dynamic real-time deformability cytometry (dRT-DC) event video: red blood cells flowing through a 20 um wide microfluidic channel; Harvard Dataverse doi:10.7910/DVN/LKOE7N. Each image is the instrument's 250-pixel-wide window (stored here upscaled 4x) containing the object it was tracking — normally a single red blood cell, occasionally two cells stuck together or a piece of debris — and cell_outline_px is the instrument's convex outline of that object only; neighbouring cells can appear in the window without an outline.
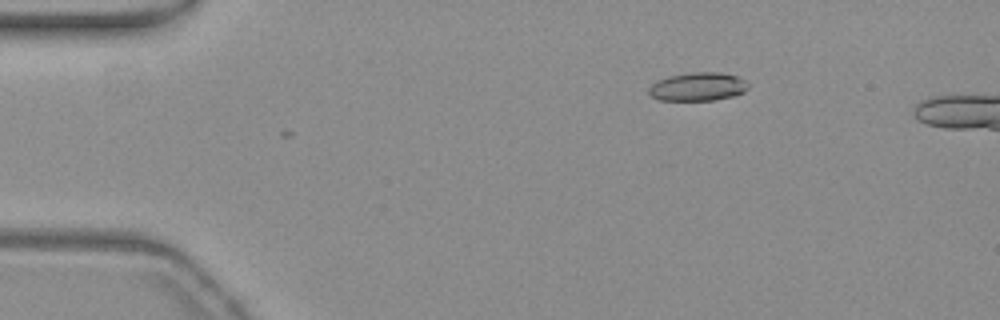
{"species": "common noctule bat (a hibernating species)", "species_latin": "Nyctalus noctula", "temperature_condition": "warm", "stored_images_in_passage": 3, "camera_frame_rate_fps": 3000, "um_per_image_px": 0.085, "animal": {"sex": "female", "body_mass_g": 19.3, "forearm_length_mm": 54.1}, "frame": {"image": 1, "passage_image": 1, "time_ms": 0.0, "image_size_px": [1000, 320], "cell_outline_px": [[748, 88], [744, 92], [732, 96], [712, 100], [660, 100], [648, 96], [648, 88], [656, 80], [668, 76], [688, 72], [720, 72], [736, 76], [744, 80], [748, 84]], "centroid_in_image_um": [59.26, 7.36], "position_along_channel_um": 25.7, "area_um2": 16.59}}